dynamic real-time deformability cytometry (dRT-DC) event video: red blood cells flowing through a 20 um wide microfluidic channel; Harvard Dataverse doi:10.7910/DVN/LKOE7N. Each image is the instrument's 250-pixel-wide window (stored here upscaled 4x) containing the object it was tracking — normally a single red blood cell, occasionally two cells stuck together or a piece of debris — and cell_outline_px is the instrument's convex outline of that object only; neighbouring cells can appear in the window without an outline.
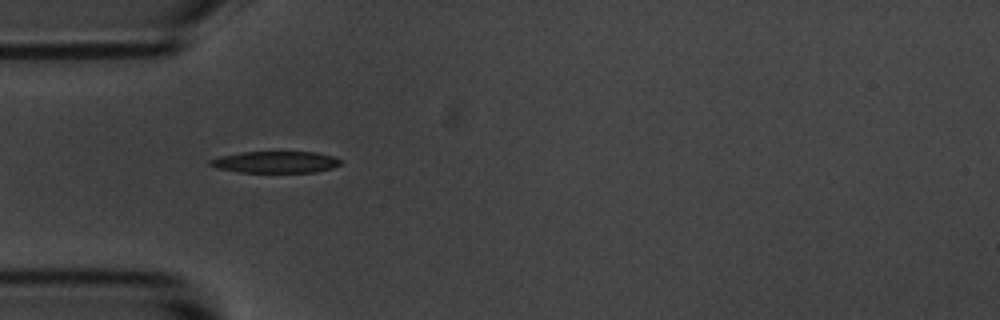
{"species": "common noctule bat (a hibernating species)", "species_latin": "Nyctalus noctula", "temperature_condition": "room temperature", "stored_images_in_passage": 40, "camera_frame_rate_fps": 3000, "um_per_image_px": 0.085, "animal": {"sex": "male", "body_mass_g": 20.1, "forearm_length_mm": 53.5}, "frame": {"image": 1, "passage_image": 1, "time_ms": 0.0, "image_size_px": [1000, 320], "cell_outline_px": [[340, 164], [332, 168], [316, 172], [240, 172], [216, 168], [208, 164], [208, 160], [220, 156], [240, 152], [316, 152], [332, 156], [340, 160]], "centroid_in_image_um": [23.38, 13.77], "position_along_channel_um": 61.6, "area_um2": 16.42}}
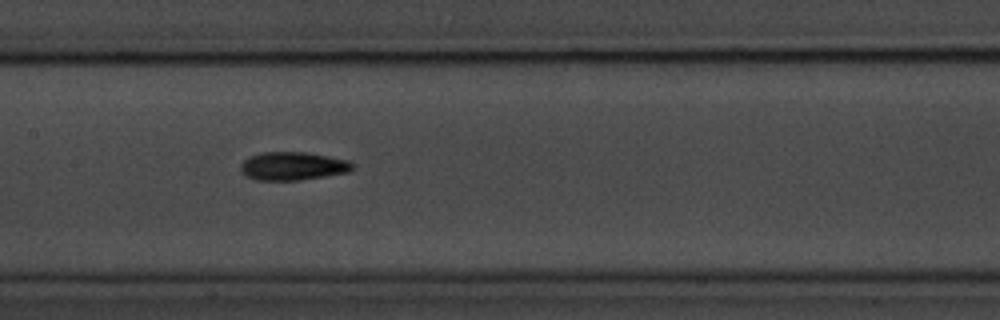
{"frame": {"image": 2, "passage_image": 11, "time_ms": 3.333, "image_size_px": [1000, 320], "cell_outline_px": [[352, 168], [348, 172], [300, 180], [256, 180], [244, 176], [240, 172], [240, 164], [248, 156], [264, 152], [308, 152], [348, 160], [352, 164]], "centroid_in_image_um": [24.82, 14.11], "position_along_channel_um": 182.6, "area_um2": 18.5}}
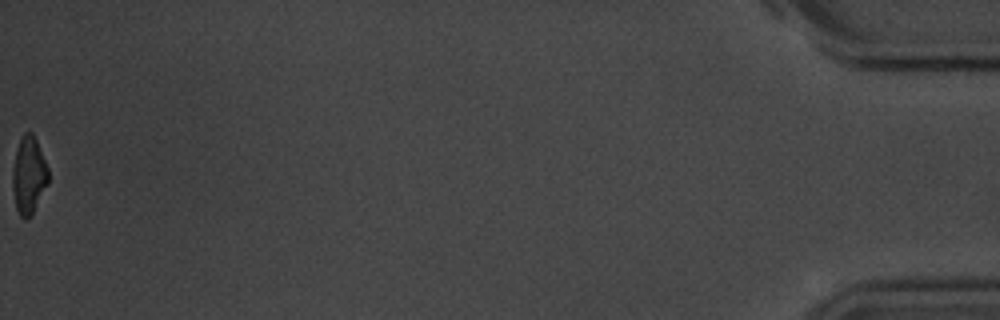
{"frame": {"image": 3, "passage_image": 40, "time_ms": 13.0, "image_size_px": [1000, 320], "cell_outline_px": [[48, 184], [32, 212], [24, 220], [20, 216], [16, 208], [12, 188], [12, 168], [16, 152], [20, 140], [24, 132], [32, 132], [36, 140], [48, 168]], "centroid_in_image_um": [2.43, 14.89], "position_along_channel_um": 432.8, "area_um2": 15.84}, "authors_computed_cell_mechanics": {"area_um2": 17.2822, "velocity_mm_per_s": 3.6571, "shape_relaxation_time_tau1_ms": 2.6677, "shape_relaxation_time_tau2_ms": 6.5508, "deformation_change_tau1": 0.1752, "deformation_change_tau2": 0.1554}}